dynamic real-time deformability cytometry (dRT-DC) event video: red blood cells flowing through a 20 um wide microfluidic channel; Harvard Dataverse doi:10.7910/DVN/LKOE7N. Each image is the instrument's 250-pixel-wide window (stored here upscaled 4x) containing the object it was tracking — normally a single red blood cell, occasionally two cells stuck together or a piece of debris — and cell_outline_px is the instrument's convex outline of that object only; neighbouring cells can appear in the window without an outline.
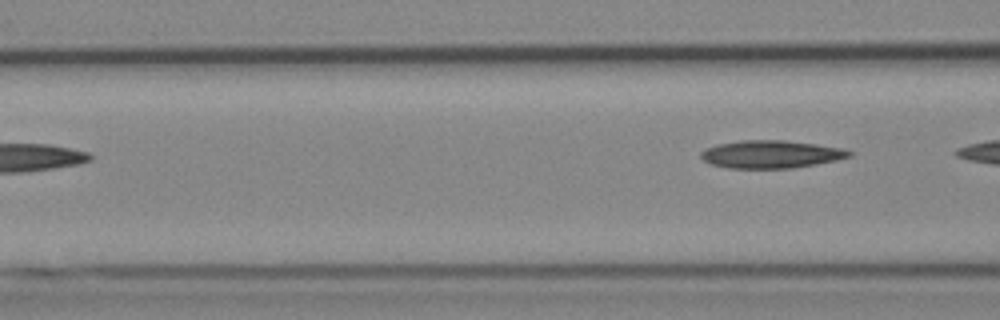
{"species": "Egyptian fruit bat (a non-hibernating species)", "species_latin": "Rousettus aegyptiacus", "temperature_condition": "cold", "stored_images_in_passage": 5, "segment_of_instrument_passage": [2, 2], "camera_frame_rate_fps": 3000, "um_per_image_px": 0.085, "animal": {"sex": "female"}, "frame": {"image": 1, "passage_image": 5, "time_ms": 5.667, "image_size_px": [1000, 320], "cell_outline_px": [[852, 156], [836, 160], [816, 164], [792, 168], [728, 168], [708, 164], [700, 156], [700, 152], [704, 148], [716, 144], [740, 140], [784, 140], [816, 144], [844, 148], [852, 152]], "centroid_in_image_um": [65.5, 13.11], "position_along_channel_um": 101.1, "area_um2": 24.22}}